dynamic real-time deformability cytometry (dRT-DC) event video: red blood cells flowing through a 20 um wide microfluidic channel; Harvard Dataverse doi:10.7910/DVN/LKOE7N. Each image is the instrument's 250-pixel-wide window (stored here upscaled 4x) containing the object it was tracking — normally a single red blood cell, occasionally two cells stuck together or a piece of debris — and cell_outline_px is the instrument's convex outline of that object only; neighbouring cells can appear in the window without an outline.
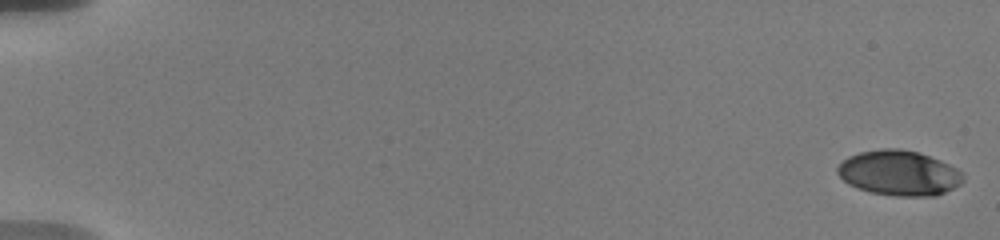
{"species": "human", "species_latin": "Homo sapiens", "temperature_condition": "warm", "stored_images_in_passage": 13, "camera_frame_rate_fps": 3000, "um_per_image_px": 0.085, "donor": {"sex": "male"}, "frame": {"image": 1, "passage_image": 1, "time_ms": 0.0, "image_size_px": [1000, 240], "cell_outline_px": [[964, 180], [960, 184], [936, 196], [896, 196], [872, 192], [856, 188], [848, 184], [836, 172], [836, 168], [848, 156], [860, 152], [884, 148], [896, 148], [920, 152], [940, 160], [964, 172]], "centroid_in_image_um": [76.43, 14.7], "position_along_channel_um": 8.6, "area_um2": 33.06}}
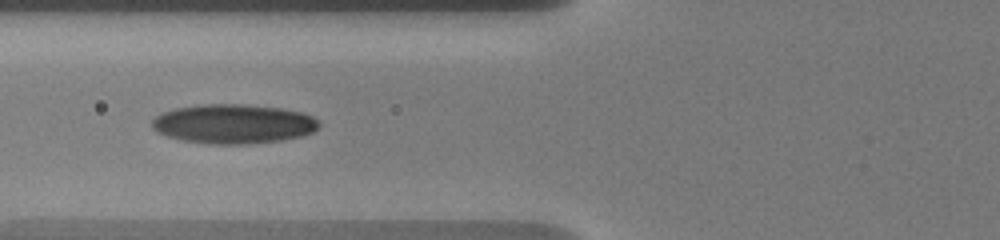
{"frame": {"image": 2, "passage_image": 10, "time_ms": 7.667, "image_size_px": [1000, 240], "cell_outline_px": [[320, 124], [312, 132], [300, 136], [280, 140], [240, 144], [212, 144], [184, 140], [168, 136], [156, 132], [152, 128], [152, 120], [160, 112], [176, 108], [204, 104], [244, 104], [280, 108], [300, 112], [312, 116]], "centroid_in_image_um": [19.79, 10.52], "position_along_channel_um": 106.0, "area_um2": 37.97}}
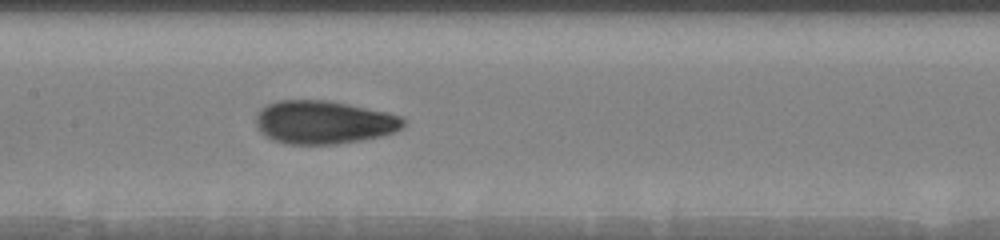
{"frame": {"image": 3, "passage_image": 13, "time_ms": 9.667, "image_size_px": [1000, 240], "cell_outline_px": [[404, 124], [396, 132], [380, 136], [360, 140], [336, 144], [284, 144], [272, 140], [260, 132], [256, 124], [256, 116], [260, 108], [268, 104], [280, 100], [328, 100], [348, 104], [384, 112], [400, 116], [404, 120]], "centroid_in_image_um": [27.47, 10.4], "position_along_channel_um": 179.9, "area_um2": 37.05}}